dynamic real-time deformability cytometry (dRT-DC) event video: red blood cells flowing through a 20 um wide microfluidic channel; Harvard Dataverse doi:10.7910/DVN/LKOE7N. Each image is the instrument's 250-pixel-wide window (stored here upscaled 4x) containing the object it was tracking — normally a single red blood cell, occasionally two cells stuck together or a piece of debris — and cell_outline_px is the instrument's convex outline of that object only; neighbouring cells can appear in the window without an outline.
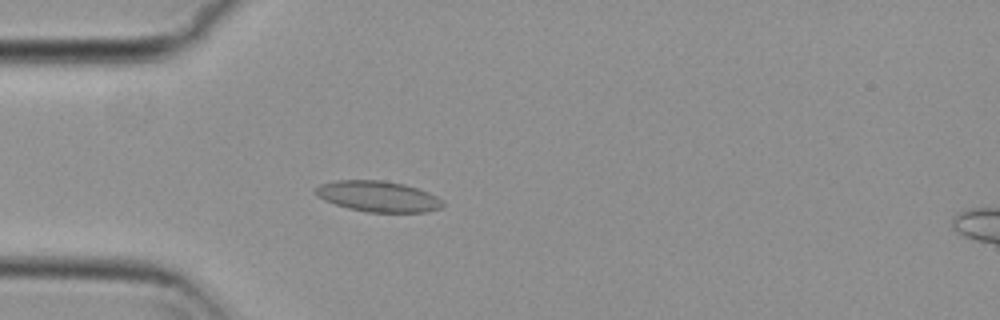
{"species": "common noctule bat (a hibernating species)", "species_latin": "Nyctalus noctula", "temperature_condition": "cold", "stored_images_in_passage": 54, "camera_frame_rate_fps": 3000, "um_per_image_px": 0.085, "animal": {"sex": "female", "body_mass_g": 29.2, "forearm_length_mm": 56.3}, "frame": {"image": 1, "passage_image": 15, "time_ms": 4.667, "image_size_px": [1000, 320], "cell_outline_px": [[444, 204], [440, 208], [428, 212], [368, 212], [348, 208], [324, 200], [316, 196], [316, 188], [320, 184], [336, 180], [384, 180], [404, 184], [428, 192], [444, 200]], "centroid_in_image_um": [32.15, 16.69], "position_along_channel_um": 52.8, "area_um2": 22.83}}
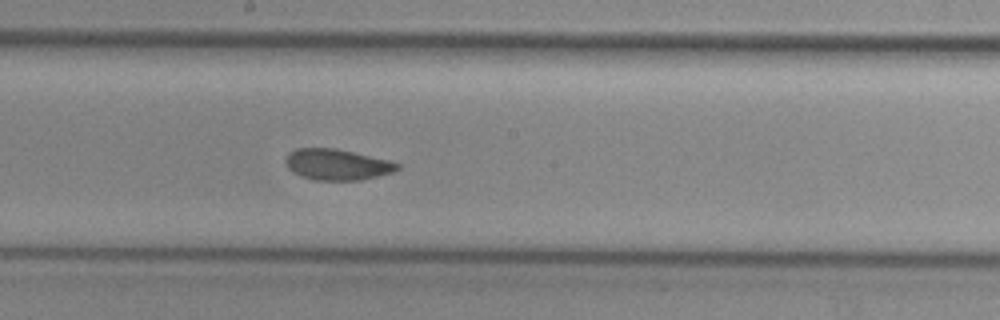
{"frame": {"image": 2, "passage_image": 29, "time_ms": 9.333, "image_size_px": [1000, 320], "cell_outline_px": [[400, 168], [392, 172], [360, 180], [312, 180], [300, 176], [292, 172], [284, 164], [284, 160], [288, 152], [296, 148], [336, 148], [392, 160], [400, 164]], "centroid_in_image_um": [28.62, 13.97], "position_along_channel_um": 219.6, "area_um2": 20.52}}
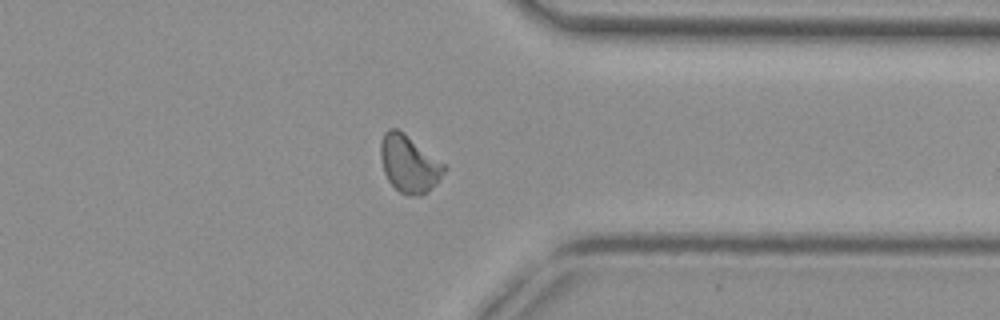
{"frame": {"image": 3, "passage_image": 42, "time_ms": 13.667, "image_size_px": [1000, 320], "cell_outline_px": [[448, 168], [436, 184], [420, 196], [408, 196], [400, 192], [388, 180], [384, 172], [380, 156], [380, 144], [384, 132], [388, 128], [396, 128], [448, 164]], "centroid_in_image_um": [34.8, 13.92], "position_along_channel_um": 376.6, "area_um2": 21.39}, "authors_computed_cell_mechanics": {"area_um2": 20.9236, "velocity_mm_per_s": 3.7584, "shape_relaxation_time_tau1_ms": null, "shape_relaxation_time_tau2_ms": 1.2498, "deformation_change_tau1": null, "deformation_change_tau2": 0.0458}}